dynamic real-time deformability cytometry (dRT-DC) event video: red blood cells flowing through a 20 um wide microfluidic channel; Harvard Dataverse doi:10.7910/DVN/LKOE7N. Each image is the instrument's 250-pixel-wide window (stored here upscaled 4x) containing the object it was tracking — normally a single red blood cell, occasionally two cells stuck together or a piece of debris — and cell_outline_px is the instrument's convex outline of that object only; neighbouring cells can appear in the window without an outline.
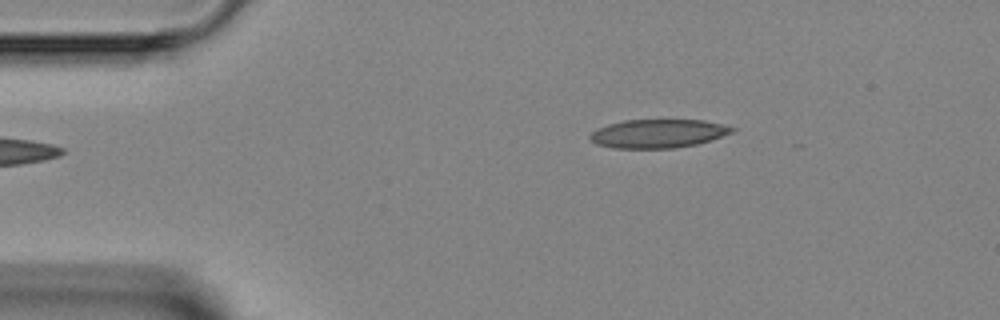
{"species": "Egyptian fruit bat (a non-hibernating species)", "species_latin": "Rousettus aegyptiacus", "temperature_condition": "room temperature", "stored_images_in_passage": 2, "camera_frame_rate_fps": 3000, "um_per_image_px": 0.085, "animal": {"sex": "female"}, "frame": {"image": 1, "passage_image": 2, "time_ms": 1.0, "image_size_px": [1000, 320], "cell_outline_px": [[736, 128], [732, 132], [696, 144], [672, 148], [612, 148], [596, 144], [588, 136], [592, 132], [608, 124], [624, 120], [704, 120]], "centroid_in_image_um": [55.89, 11.35], "position_along_channel_um": 29.1, "area_um2": 23.29}}